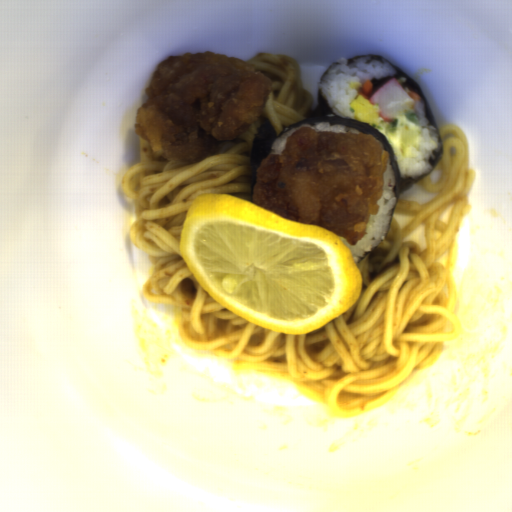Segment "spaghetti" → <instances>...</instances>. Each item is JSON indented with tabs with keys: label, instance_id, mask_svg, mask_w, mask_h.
Segmentation results:
<instances>
[{
	"label": "spaghetti",
	"instance_id": "spaghetti-1",
	"mask_svg": "<svg viewBox=\"0 0 512 512\" xmlns=\"http://www.w3.org/2000/svg\"><path fill=\"white\" fill-rule=\"evenodd\" d=\"M245 63L270 78L271 89L244 134L219 141L220 153L197 163L154 156L139 137L136 162L121 174L135 213L128 237L147 257L141 295L178 306L174 322L184 344L225 359L232 372L288 382L331 420L373 411L461 335L453 269L475 185L467 135L451 122L439 130L443 155L433 170L439 177L414 184L436 195L425 203L399 195L389 232L356 263L361 292L354 304L317 330L281 334L214 300L180 252L184 221L198 196L228 193L251 203L252 146L263 120L278 134L314 109L299 62L259 53Z\"/></svg>",
	"mask_w": 512,
	"mask_h": 512
}]
</instances>
